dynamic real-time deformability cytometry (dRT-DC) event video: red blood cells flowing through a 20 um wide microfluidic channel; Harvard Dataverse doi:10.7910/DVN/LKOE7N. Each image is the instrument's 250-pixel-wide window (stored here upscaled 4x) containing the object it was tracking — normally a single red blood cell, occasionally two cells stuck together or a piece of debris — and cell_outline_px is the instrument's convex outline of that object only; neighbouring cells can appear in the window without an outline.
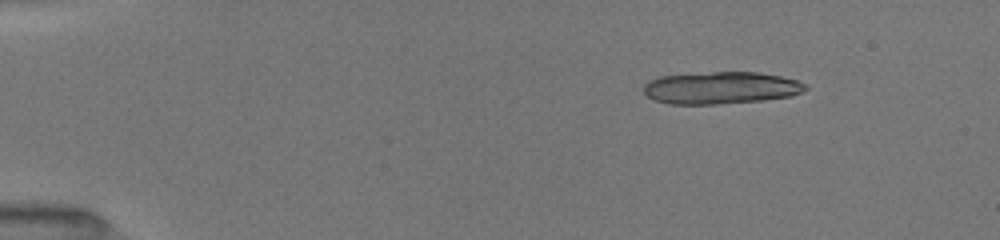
{"species": "common noctule bat (a hibernating species)", "species_latin": "Nyctalus noctula", "temperature_condition": "room temperature", "stored_images_in_passage": 9, "camera_frame_rate_fps": 3000, "um_per_image_px": 0.085, "animal": {"sex": "female", "body_mass_g": 19.5, "forearm_length_mm": 54.1}, "frame": {"image": 1, "passage_image": 1, "time_ms": 0.0, "image_size_px": [1000, 240], "cell_outline_px": [[808, 88], [800, 92], [788, 96], [764, 100], [720, 104], [668, 104], [656, 100], [648, 96], [644, 92], [644, 84], [648, 80], [660, 76], [712, 72], [756, 72], [780, 76], [796, 80], [808, 84]], "centroid_in_image_um": [61.26, 7.47], "position_along_channel_um": 23.7, "area_um2": 30.29}}
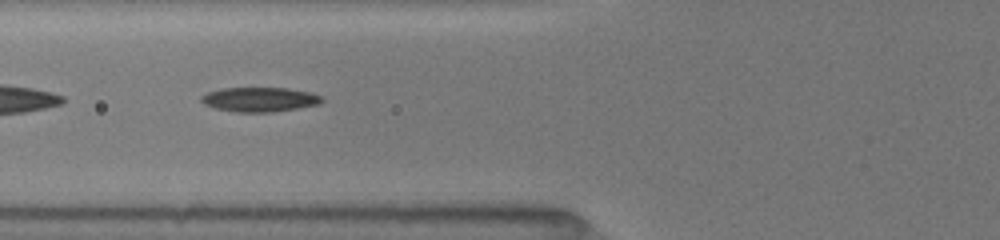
{"frame": {"image": 2, "passage_image": 6, "time_ms": 4.667, "image_size_px": [1000, 240], "cell_outline_px": [[324, 100], [320, 104], [272, 112], [236, 112], [216, 108], [204, 104], [200, 100], [200, 96], [208, 92], [220, 88], [288, 88], [312, 92], [320, 96]], "centroid_in_image_um": [22.07, 8.45], "position_along_channel_um": 103.7, "area_um2": 17.22}}
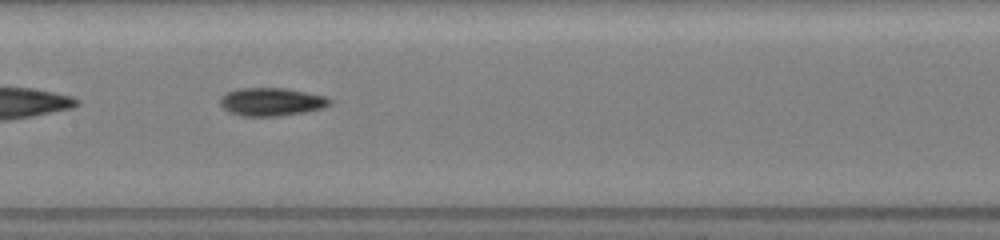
{"frame": {"image": 3, "passage_image": 8, "time_ms": 6.667, "image_size_px": [1000, 240], "cell_outline_px": [[332, 104], [324, 108], [304, 112], [280, 116], [240, 116], [228, 112], [220, 104], [220, 96], [224, 92], [236, 88], [284, 88], [328, 96], [332, 100]], "centroid_in_image_um": [23.07, 8.65], "position_along_channel_um": 184.3, "area_um2": 18.32}}